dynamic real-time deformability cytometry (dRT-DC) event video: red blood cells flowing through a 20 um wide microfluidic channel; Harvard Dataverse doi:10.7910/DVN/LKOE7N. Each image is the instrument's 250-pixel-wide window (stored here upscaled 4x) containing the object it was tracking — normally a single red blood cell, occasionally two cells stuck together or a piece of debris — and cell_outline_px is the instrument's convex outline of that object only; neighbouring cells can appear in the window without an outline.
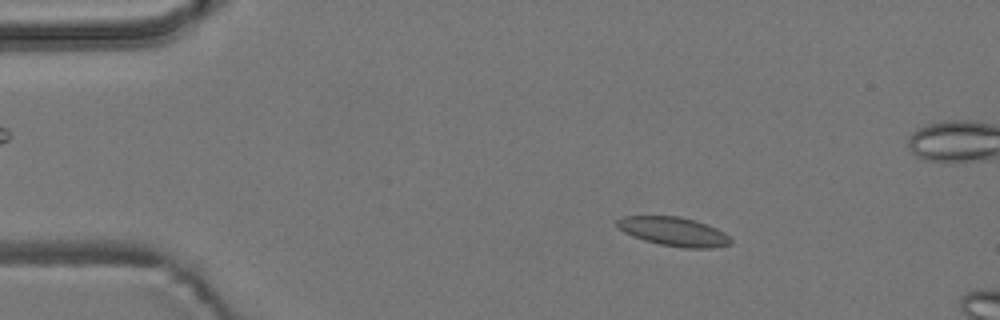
{"species": "common noctule bat (a hibernating species)", "species_latin": "Nyctalus noctula", "temperature_condition": "room temperature", "stored_images_in_passage": 4, "camera_frame_rate_fps": 3000, "um_per_image_px": 0.085, "animal": {"sex": "male", "body_mass_g": 19.2, "forearm_length_mm": 51.8}, "frame": {"image": 1, "passage_image": 2, "time_ms": 0.333, "image_size_px": [1000, 320], "cell_outline_px": [[732, 244], [712, 248], [684, 248], [660, 244], [644, 240], [632, 236], [624, 232], [616, 224], [616, 220], [624, 216], [680, 216], [696, 220], [716, 228], [724, 232], [732, 240]], "centroid_in_image_um": [57.28, 19.68], "position_along_channel_um": 27.7, "area_um2": 19.19}}